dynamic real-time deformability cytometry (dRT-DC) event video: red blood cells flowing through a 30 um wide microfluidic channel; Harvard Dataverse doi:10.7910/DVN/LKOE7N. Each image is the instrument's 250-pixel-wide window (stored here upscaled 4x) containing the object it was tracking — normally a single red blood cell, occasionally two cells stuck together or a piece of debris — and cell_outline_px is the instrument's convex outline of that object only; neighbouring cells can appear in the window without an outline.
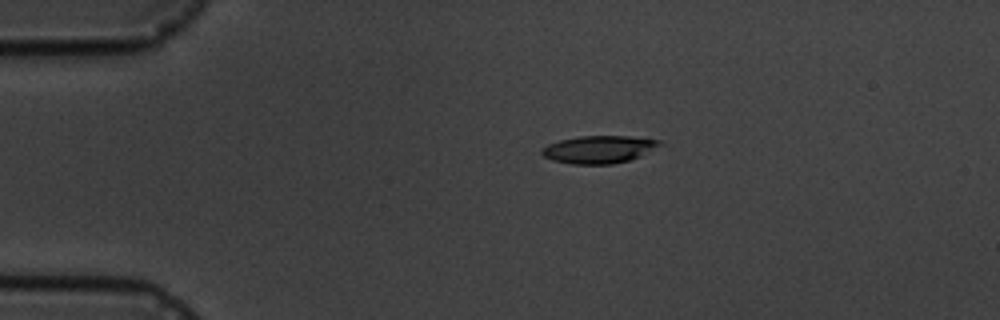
{"species": "common noctule bat (a hibernating species)", "species_latin": "Nyctalus noctula", "temperature_condition": "cold", "stored_images_in_passage": 11, "camera_frame_rate_fps": 3000, "um_per_image_px": 0.085, "animal": {"sex": "male", "body_mass_g": 19.5, "forearm_length_mm": 54.6}, "frame": {"image": 1, "passage_image": 4, "time_ms": 3.333, "image_size_px": [1000, 320], "cell_outline_px": [[664, 144], [640, 156], [628, 160], [612, 164], [572, 164], [552, 160], [544, 156], [540, 152], [540, 148], [548, 144], [560, 140], [580, 136], [628, 136], [660, 140]], "centroid_in_image_um": [50.89, 12.69], "position_along_channel_um": 34.1, "area_um2": 18.96}}
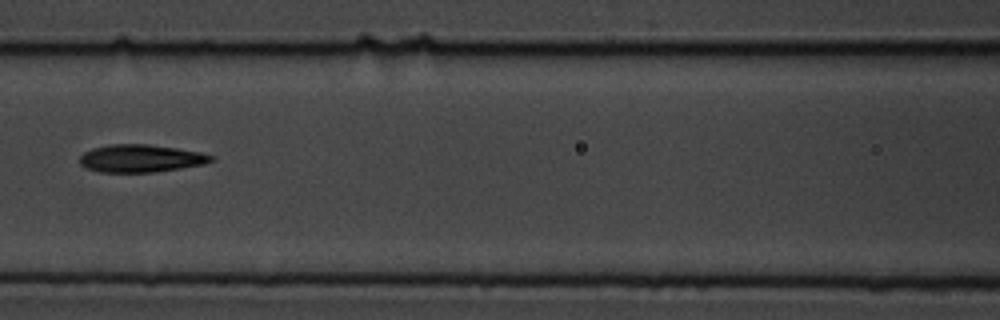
{"frame": {"image": 2, "passage_image": 8, "time_ms": 8.0, "image_size_px": [1000, 320], "cell_outline_px": [[216, 160], [204, 164], [180, 168], [152, 172], [100, 172], [88, 168], [80, 164], [80, 156], [84, 152], [92, 148], [108, 144], [148, 144], [176, 148], [200, 152], [216, 156]], "centroid_in_image_um": [11.99, 13.45], "position_along_channel_um": 154.6, "area_um2": 21.21}}
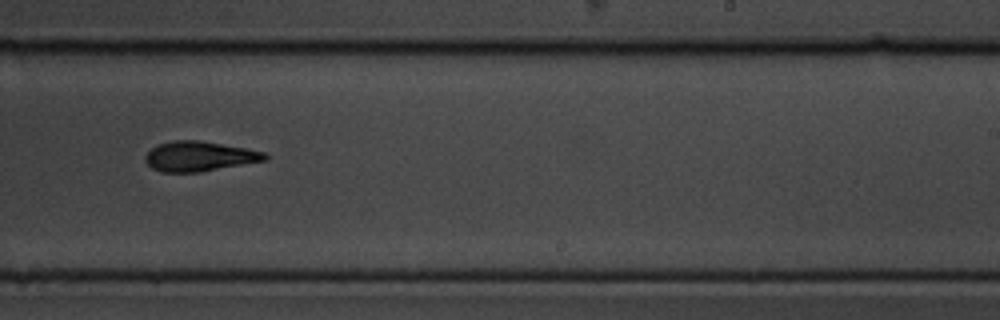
{"frame": {"image": 3, "passage_image": 11, "time_ms": 11.333, "image_size_px": [1000, 320], "cell_outline_px": [[268, 160], [200, 172], [160, 172], [152, 168], [144, 160], [144, 156], [156, 144], [172, 140], [196, 140], [248, 148], [264, 152], [268, 156]], "centroid_in_image_um": [16.93, 13.29], "position_along_channel_um": 272.1, "area_um2": 20.98}}